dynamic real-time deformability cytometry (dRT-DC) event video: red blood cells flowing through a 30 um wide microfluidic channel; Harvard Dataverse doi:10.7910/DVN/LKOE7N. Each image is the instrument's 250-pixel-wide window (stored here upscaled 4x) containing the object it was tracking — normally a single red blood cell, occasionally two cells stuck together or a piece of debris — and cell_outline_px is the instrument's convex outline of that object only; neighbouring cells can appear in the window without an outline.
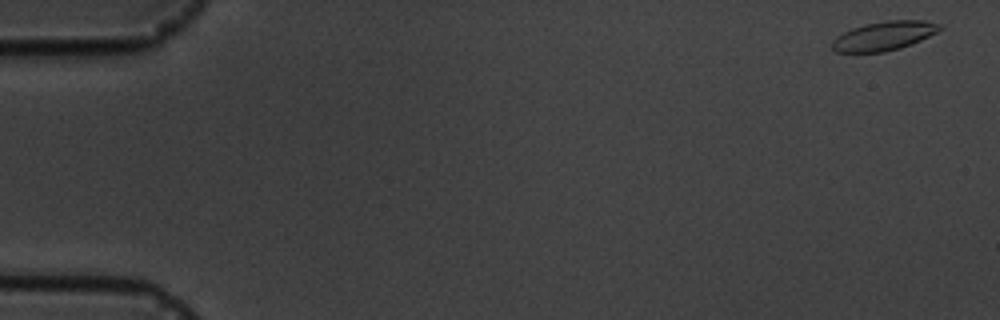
{"species": "common noctule bat (a hibernating species)", "species_latin": "Nyctalus noctula", "temperature_condition": "cold", "stored_images_in_passage": 5, "camera_frame_rate_fps": 3000, "um_per_image_px": 0.085, "animal": {"sex": "male", "body_mass_g": 19.5, "forearm_length_mm": 54.6}, "frame": {"image": 1, "passage_image": 1, "time_ms": 0.0, "image_size_px": [1000, 320], "cell_outline_px": [[944, 28], [920, 40], [900, 48], [884, 52], [836, 52], [832, 48], [832, 40], [836, 36], [852, 28], [864, 24], [888, 20], [924, 20], [944, 24]], "centroid_in_image_um": [75.16, 3.04], "position_along_channel_um": 9.8, "area_um2": 18.26}}